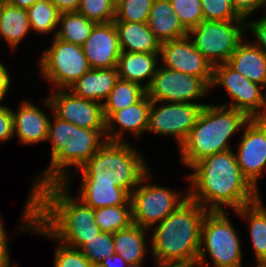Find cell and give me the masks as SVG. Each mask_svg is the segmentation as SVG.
Returning a JSON list of instances; mask_svg holds the SVG:
<instances>
[{"mask_svg": "<svg viewBox=\"0 0 266 267\" xmlns=\"http://www.w3.org/2000/svg\"><path fill=\"white\" fill-rule=\"evenodd\" d=\"M11 76L9 74L8 68L0 62V103L4 100L5 95H7L8 90H10Z\"/></svg>", "mask_w": 266, "mask_h": 267, "instance_id": "cell-43", "label": "cell"}, {"mask_svg": "<svg viewBox=\"0 0 266 267\" xmlns=\"http://www.w3.org/2000/svg\"><path fill=\"white\" fill-rule=\"evenodd\" d=\"M82 49L91 69L117 67L121 49L114 23L95 24Z\"/></svg>", "mask_w": 266, "mask_h": 267, "instance_id": "cell-17", "label": "cell"}, {"mask_svg": "<svg viewBox=\"0 0 266 267\" xmlns=\"http://www.w3.org/2000/svg\"><path fill=\"white\" fill-rule=\"evenodd\" d=\"M77 197L94 210L108 206L131 205V194L115 183L81 182Z\"/></svg>", "mask_w": 266, "mask_h": 267, "instance_id": "cell-25", "label": "cell"}, {"mask_svg": "<svg viewBox=\"0 0 266 267\" xmlns=\"http://www.w3.org/2000/svg\"><path fill=\"white\" fill-rule=\"evenodd\" d=\"M50 3L55 6L61 13L77 12L81 0H50Z\"/></svg>", "mask_w": 266, "mask_h": 267, "instance_id": "cell-44", "label": "cell"}, {"mask_svg": "<svg viewBox=\"0 0 266 267\" xmlns=\"http://www.w3.org/2000/svg\"><path fill=\"white\" fill-rule=\"evenodd\" d=\"M94 214V220L102 232L116 233L132 224L131 205L97 208Z\"/></svg>", "mask_w": 266, "mask_h": 267, "instance_id": "cell-32", "label": "cell"}, {"mask_svg": "<svg viewBox=\"0 0 266 267\" xmlns=\"http://www.w3.org/2000/svg\"><path fill=\"white\" fill-rule=\"evenodd\" d=\"M71 186L49 183L28 196L19 232H33L74 249H80L100 229L94 209L77 196H71Z\"/></svg>", "mask_w": 266, "mask_h": 267, "instance_id": "cell-1", "label": "cell"}, {"mask_svg": "<svg viewBox=\"0 0 266 267\" xmlns=\"http://www.w3.org/2000/svg\"><path fill=\"white\" fill-rule=\"evenodd\" d=\"M151 100L145 94L137 103L113 112L105 120V139L109 142H125L122 135L129 131L133 137L141 138L148 127Z\"/></svg>", "mask_w": 266, "mask_h": 267, "instance_id": "cell-18", "label": "cell"}, {"mask_svg": "<svg viewBox=\"0 0 266 267\" xmlns=\"http://www.w3.org/2000/svg\"><path fill=\"white\" fill-rule=\"evenodd\" d=\"M159 57L160 53L121 51L117 64L119 78L138 83L147 89L157 71ZM144 81L146 83L143 85Z\"/></svg>", "mask_w": 266, "mask_h": 267, "instance_id": "cell-21", "label": "cell"}, {"mask_svg": "<svg viewBox=\"0 0 266 267\" xmlns=\"http://www.w3.org/2000/svg\"><path fill=\"white\" fill-rule=\"evenodd\" d=\"M234 212L237 217L249 223L248 233L250 232L256 262L266 261V208L261 196L255 202Z\"/></svg>", "mask_w": 266, "mask_h": 267, "instance_id": "cell-27", "label": "cell"}, {"mask_svg": "<svg viewBox=\"0 0 266 267\" xmlns=\"http://www.w3.org/2000/svg\"><path fill=\"white\" fill-rule=\"evenodd\" d=\"M245 31L246 21L244 20H202L188 31V36L194 47L215 66L228 62L238 45L244 40Z\"/></svg>", "mask_w": 266, "mask_h": 267, "instance_id": "cell-9", "label": "cell"}, {"mask_svg": "<svg viewBox=\"0 0 266 267\" xmlns=\"http://www.w3.org/2000/svg\"><path fill=\"white\" fill-rule=\"evenodd\" d=\"M30 100L21 102L19 109H12L13 134L22 144L33 145L48 137L50 117Z\"/></svg>", "mask_w": 266, "mask_h": 267, "instance_id": "cell-19", "label": "cell"}, {"mask_svg": "<svg viewBox=\"0 0 266 267\" xmlns=\"http://www.w3.org/2000/svg\"><path fill=\"white\" fill-rule=\"evenodd\" d=\"M150 174L149 171L141 179L130 200L132 223L149 231L189 198L188 187L183 195L181 191L148 183Z\"/></svg>", "mask_w": 266, "mask_h": 267, "instance_id": "cell-8", "label": "cell"}, {"mask_svg": "<svg viewBox=\"0 0 266 267\" xmlns=\"http://www.w3.org/2000/svg\"><path fill=\"white\" fill-rule=\"evenodd\" d=\"M30 30L27 10L4 0L0 6V39L4 38L9 49L14 51Z\"/></svg>", "mask_w": 266, "mask_h": 267, "instance_id": "cell-28", "label": "cell"}, {"mask_svg": "<svg viewBox=\"0 0 266 267\" xmlns=\"http://www.w3.org/2000/svg\"><path fill=\"white\" fill-rule=\"evenodd\" d=\"M143 262L129 263L126 267H142Z\"/></svg>", "mask_w": 266, "mask_h": 267, "instance_id": "cell-48", "label": "cell"}, {"mask_svg": "<svg viewBox=\"0 0 266 267\" xmlns=\"http://www.w3.org/2000/svg\"><path fill=\"white\" fill-rule=\"evenodd\" d=\"M246 30L252 32L255 37V43L253 44L259 47L266 54V14L263 17H260L258 20L246 21Z\"/></svg>", "mask_w": 266, "mask_h": 267, "instance_id": "cell-39", "label": "cell"}, {"mask_svg": "<svg viewBox=\"0 0 266 267\" xmlns=\"http://www.w3.org/2000/svg\"><path fill=\"white\" fill-rule=\"evenodd\" d=\"M158 103H161L160 105ZM206 104L151 101L147 133L176 137L178 148L188 136Z\"/></svg>", "mask_w": 266, "mask_h": 267, "instance_id": "cell-13", "label": "cell"}, {"mask_svg": "<svg viewBox=\"0 0 266 267\" xmlns=\"http://www.w3.org/2000/svg\"><path fill=\"white\" fill-rule=\"evenodd\" d=\"M256 267H266V261H257Z\"/></svg>", "mask_w": 266, "mask_h": 267, "instance_id": "cell-49", "label": "cell"}, {"mask_svg": "<svg viewBox=\"0 0 266 267\" xmlns=\"http://www.w3.org/2000/svg\"><path fill=\"white\" fill-rule=\"evenodd\" d=\"M118 79L117 67L90 69L67 90L81 98L103 104Z\"/></svg>", "mask_w": 266, "mask_h": 267, "instance_id": "cell-20", "label": "cell"}, {"mask_svg": "<svg viewBox=\"0 0 266 267\" xmlns=\"http://www.w3.org/2000/svg\"><path fill=\"white\" fill-rule=\"evenodd\" d=\"M150 231L138 225L131 224L128 228L113 233L115 253L120 255L128 264L143 262L145 254L150 251ZM147 243L149 245H147Z\"/></svg>", "mask_w": 266, "mask_h": 267, "instance_id": "cell-26", "label": "cell"}, {"mask_svg": "<svg viewBox=\"0 0 266 267\" xmlns=\"http://www.w3.org/2000/svg\"><path fill=\"white\" fill-rule=\"evenodd\" d=\"M2 223L0 225V267H18L16 264L13 266L11 265V258H10V248L8 238H11V236L7 235V231H5V225Z\"/></svg>", "mask_w": 266, "mask_h": 267, "instance_id": "cell-42", "label": "cell"}, {"mask_svg": "<svg viewBox=\"0 0 266 267\" xmlns=\"http://www.w3.org/2000/svg\"><path fill=\"white\" fill-rule=\"evenodd\" d=\"M51 46L41 53L39 68L41 77L52 82L53 90L68 89L87 73L91 67L82 46L53 37Z\"/></svg>", "mask_w": 266, "mask_h": 267, "instance_id": "cell-10", "label": "cell"}, {"mask_svg": "<svg viewBox=\"0 0 266 267\" xmlns=\"http://www.w3.org/2000/svg\"><path fill=\"white\" fill-rule=\"evenodd\" d=\"M227 64L253 83L266 85V54L252 42L242 41Z\"/></svg>", "mask_w": 266, "mask_h": 267, "instance_id": "cell-22", "label": "cell"}, {"mask_svg": "<svg viewBox=\"0 0 266 267\" xmlns=\"http://www.w3.org/2000/svg\"><path fill=\"white\" fill-rule=\"evenodd\" d=\"M237 233L225 210L208 211L202 224L198 267H243L241 239ZM208 254L211 264L206 259Z\"/></svg>", "mask_w": 266, "mask_h": 267, "instance_id": "cell-7", "label": "cell"}, {"mask_svg": "<svg viewBox=\"0 0 266 267\" xmlns=\"http://www.w3.org/2000/svg\"><path fill=\"white\" fill-rule=\"evenodd\" d=\"M235 13L237 16L247 21L249 18V15H252L256 10H258L260 7H264L266 5V0H232Z\"/></svg>", "mask_w": 266, "mask_h": 267, "instance_id": "cell-41", "label": "cell"}, {"mask_svg": "<svg viewBox=\"0 0 266 267\" xmlns=\"http://www.w3.org/2000/svg\"><path fill=\"white\" fill-rule=\"evenodd\" d=\"M54 267H90L91 262L79 249L67 247L56 241Z\"/></svg>", "mask_w": 266, "mask_h": 267, "instance_id": "cell-38", "label": "cell"}, {"mask_svg": "<svg viewBox=\"0 0 266 267\" xmlns=\"http://www.w3.org/2000/svg\"><path fill=\"white\" fill-rule=\"evenodd\" d=\"M95 24L78 12L61 13L55 37L82 46Z\"/></svg>", "mask_w": 266, "mask_h": 267, "instance_id": "cell-30", "label": "cell"}, {"mask_svg": "<svg viewBox=\"0 0 266 267\" xmlns=\"http://www.w3.org/2000/svg\"><path fill=\"white\" fill-rule=\"evenodd\" d=\"M145 94L146 89L140 84L119 78L102 104L105 120L113 112L137 103Z\"/></svg>", "mask_w": 266, "mask_h": 267, "instance_id": "cell-29", "label": "cell"}, {"mask_svg": "<svg viewBox=\"0 0 266 267\" xmlns=\"http://www.w3.org/2000/svg\"><path fill=\"white\" fill-rule=\"evenodd\" d=\"M125 142L106 141L79 169L81 182L115 183L130 194L149 172L142 153Z\"/></svg>", "mask_w": 266, "mask_h": 267, "instance_id": "cell-6", "label": "cell"}, {"mask_svg": "<svg viewBox=\"0 0 266 267\" xmlns=\"http://www.w3.org/2000/svg\"><path fill=\"white\" fill-rule=\"evenodd\" d=\"M211 86L203 79L163 67L157 68L146 94L151 101L193 103L210 92Z\"/></svg>", "mask_w": 266, "mask_h": 267, "instance_id": "cell-12", "label": "cell"}, {"mask_svg": "<svg viewBox=\"0 0 266 267\" xmlns=\"http://www.w3.org/2000/svg\"><path fill=\"white\" fill-rule=\"evenodd\" d=\"M79 250L91 264H99L115 254L113 233L100 231L95 237L87 240Z\"/></svg>", "mask_w": 266, "mask_h": 267, "instance_id": "cell-34", "label": "cell"}, {"mask_svg": "<svg viewBox=\"0 0 266 267\" xmlns=\"http://www.w3.org/2000/svg\"><path fill=\"white\" fill-rule=\"evenodd\" d=\"M266 89V85L264 87V90ZM264 102H265V105H266V92H264Z\"/></svg>", "mask_w": 266, "mask_h": 267, "instance_id": "cell-51", "label": "cell"}, {"mask_svg": "<svg viewBox=\"0 0 266 267\" xmlns=\"http://www.w3.org/2000/svg\"><path fill=\"white\" fill-rule=\"evenodd\" d=\"M223 87L231 98L219 105L245 113L250 119L266 118L263 87L236 72L227 63L214 66L212 87Z\"/></svg>", "mask_w": 266, "mask_h": 267, "instance_id": "cell-11", "label": "cell"}, {"mask_svg": "<svg viewBox=\"0 0 266 267\" xmlns=\"http://www.w3.org/2000/svg\"><path fill=\"white\" fill-rule=\"evenodd\" d=\"M160 61L168 69L203 78L210 86L214 66L195 47L189 36L161 43Z\"/></svg>", "mask_w": 266, "mask_h": 267, "instance_id": "cell-16", "label": "cell"}, {"mask_svg": "<svg viewBox=\"0 0 266 267\" xmlns=\"http://www.w3.org/2000/svg\"><path fill=\"white\" fill-rule=\"evenodd\" d=\"M90 267H102L100 264H91Z\"/></svg>", "mask_w": 266, "mask_h": 267, "instance_id": "cell-50", "label": "cell"}, {"mask_svg": "<svg viewBox=\"0 0 266 267\" xmlns=\"http://www.w3.org/2000/svg\"><path fill=\"white\" fill-rule=\"evenodd\" d=\"M234 152L242 175L259 191L258 178L266 172V118L250 119Z\"/></svg>", "mask_w": 266, "mask_h": 267, "instance_id": "cell-14", "label": "cell"}, {"mask_svg": "<svg viewBox=\"0 0 266 267\" xmlns=\"http://www.w3.org/2000/svg\"><path fill=\"white\" fill-rule=\"evenodd\" d=\"M157 267H198L197 263L156 262Z\"/></svg>", "mask_w": 266, "mask_h": 267, "instance_id": "cell-47", "label": "cell"}, {"mask_svg": "<svg viewBox=\"0 0 266 267\" xmlns=\"http://www.w3.org/2000/svg\"><path fill=\"white\" fill-rule=\"evenodd\" d=\"M102 267H126L127 262L118 254H113L99 263Z\"/></svg>", "mask_w": 266, "mask_h": 267, "instance_id": "cell-45", "label": "cell"}, {"mask_svg": "<svg viewBox=\"0 0 266 267\" xmlns=\"http://www.w3.org/2000/svg\"><path fill=\"white\" fill-rule=\"evenodd\" d=\"M183 27L189 31L202 20L201 0H169Z\"/></svg>", "mask_w": 266, "mask_h": 267, "instance_id": "cell-36", "label": "cell"}, {"mask_svg": "<svg viewBox=\"0 0 266 267\" xmlns=\"http://www.w3.org/2000/svg\"><path fill=\"white\" fill-rule=\"evenodd\" d=\"M188 181L189 198L208 211L233 212L255 202L260 196L242 175L232 149L208 156L191 168Z\"/></svg>", "mask_w": 266, "mask_h": 267, "instance_id": "cell-2", "label": "cell"}, {"mask_svg": "<svg viewBox=\"0 0 266 267\" xmlns=\"http://www.w3.org/2000/svg\"><path fill=\"white\" fill-rule=\"evenodd\" d=\"M49 123L47 141L52 143L49 165L34 179L29 196L49 183L71 185L74 170L81 168L106 142L105 130L80 128L53 114ZM103 138V139H102Z\"/></svg>", "mask_w": 266, "mask_h": 267, "instance_id": "cell-3", "label": "cell"}, {"mask_svg": "<svg viewBox=\"0 0 266 267\" xmlns=\"http://www.w3.org/2000/svg\"><path fill=\"white\" fill-rule=\"evenodd\" d=\"M201 6L204 20H242L235 13L232 0H201Z\"/></svg>", "mask_w": 266, "mask_h": 267, "instance_id": "cell-37", "label": "cell"}, {"mask_svg": "<svg viewBox=\"0 0 266 267\" xmlns=\"http://www.w3.org/2000/svg\"><path fill=\"white\" fill-rule=\"evenodd\" d=\"M44 105L51 114L80 128L105 130L102 103L81 98L67 89H57L44 100Z\"/></svg>", "mask_w": 266, "mask_h": 267, "instance_id": "cell-15", "label": "cell"}, {"mask_svg": "<svg viewBox=\"0 0 266 267\" xmlns=\"http://www.w3.org/2000/svg\"><path fill=\"white\" fill-rule=\"evenodd\" d=\"M147 25L160 43L188 36L169 0H154Z\"/></svg>", "mask_w": 266, "mask_h": 267, "instance_id": "cell-24", "label": "cell"}, {"mask_svg": "<svg viewBox=\"0 0 266 267\" xmlns=\"http://www.w3.org/2000/svg\"><path fill=\"white\" fill-rule=\"evenodd\" d=\"M13 137L12 109L0 104V142L12 140Z\"/></svg>", "mask_w": 266, "mask_h": 267, "instance_id": "cell-40", "label": "cell"}, {"mask_svg": "<svg viewBox=\"0 0 266 267\" xmlns=\"http://www.w3.org/2000/svg\"><path fill=\"white\" fill-rule=\"evenodd\" d=\"M123 52L160 53L161 43L147 23L113 21Z\"/></svg>", "mask_w": 266, "mask_h": 267, "instance_id": "cell-23", "label": "cell"}, {"mask_svg": "<svg viewBox=\"0 0 266 267\" xmlns=\"http://www.w3.org/2000/svg\"><path fill=\"white\" fill-rule=\"evenodd\" d=\"M154 0H117L113 21L147 23Z\"/></svg>", "mask_w": 266, "mask_h": 267, "instance_id": "cell-33", "label": "cell"}, {"mask_svg": "<svg viewBox=\"0 0 266 267\" xmlns=\"http://www.w3.org/2000/svg\"><path fill=\"white\" fill-rule=\"evenodd\" d=\"M250 118L243 112L221 105L206 104L196 124L179 146L180 162L191 168L198 161L231 149L229 141Z\"/></svg>", "mask_w": 266, "mask_h": 267, "instance_id": "cell-5", "label": "cell"}, {"mask_svg": "<svg viewBox=\"0 0 266 267\" xmlns=\"http://www.w3.org/2000/svg\"><path fill=\"white\" fill-rule=\"evenodd\" d=\"M87 19L97 23L113 22L116 15L115 0H81L77 11Z\"/></svg>", "mask_w": 266, "mask_h": 267, "instance_id": "cell-35", "label": "cell"}, {"mask_svg": "<svg viewBox=\"0 0 266 267\" xmlns=\"http://www.w3.org/2000/svg\"><path fill=\"white\" fill-rule=\"evenodd\" d=\"M30 28L39 34L57 33L61 12L50 3V0H41L27 9Z\"/></svg>", "mask_w": 266, "mask_h": 267, "instance_id": "cell-31", "label": "cell"}, {"mask_svg": "<svg viewBox=\"0 0 266 267\" xmlns=\"http://www.w3.org/2000/svg\"><path fill=\"white\" fill-rule=\"evenodd\" d=\"M208 210L188 198L149 235L155 262L197 263L201 230ZM151 236V237H150Z\"/></svg>", "mask_w": 266, "mask_h": 267, "instance_id": "cell-4", "label": "cell"}, {"mask_svg": "<svg viewBox=\"0 0 266 267\" xmlns=\"http://www.w3.org/2000/svg\"><path fill=\"white\" fill-rule=\"evenodd\" d=\"M5 1L13 6L27 10L32 5H34L36 2L41 1V0H5Z\"/></svg>", "mask_w": 266, "mask_h": 267, "instance_id": "cell-46", "label": "cell"}]
</instances>
